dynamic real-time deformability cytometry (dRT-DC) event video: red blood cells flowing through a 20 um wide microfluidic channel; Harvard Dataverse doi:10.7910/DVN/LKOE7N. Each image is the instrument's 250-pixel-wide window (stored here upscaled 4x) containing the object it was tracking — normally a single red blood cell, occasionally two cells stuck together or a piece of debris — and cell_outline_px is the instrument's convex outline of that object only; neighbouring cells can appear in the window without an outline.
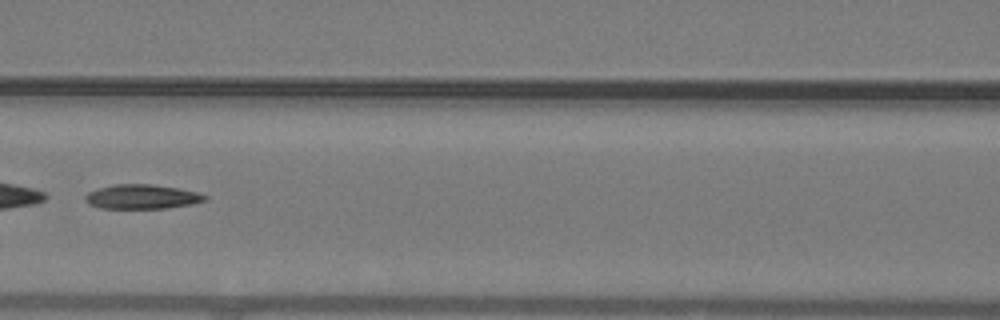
{"species": "common noctule bat (a hibernating species)", "species_latin": "Nyctalus noctula", "temperature_condition": "warm", "stored_images_in_passage": 33, "camera_frame_rate_fps": 3000, "um_per_image_px": 0.085, "animal": {"sex": "male", "body_mass_g": 19.2, "forearm_length_mm": 51.8}, "frame": {"image": 1, "passage_image": 10, "time_ms": 3.0, "image_size_px": [1000, 320], "cell_outline_px": [[208, 200], [192, 204], [168, 208], [100, 208], [88, 204], [84, 200], [84, 196], [88, 192], [100, 188], [116, 184], [148, 184], [176, 188], [200, 192], [208, 196]], "centroid_in_image_um": [12.09, 16.73], "position_along_channel_um": 154.5, "area_um2": 17.05}}
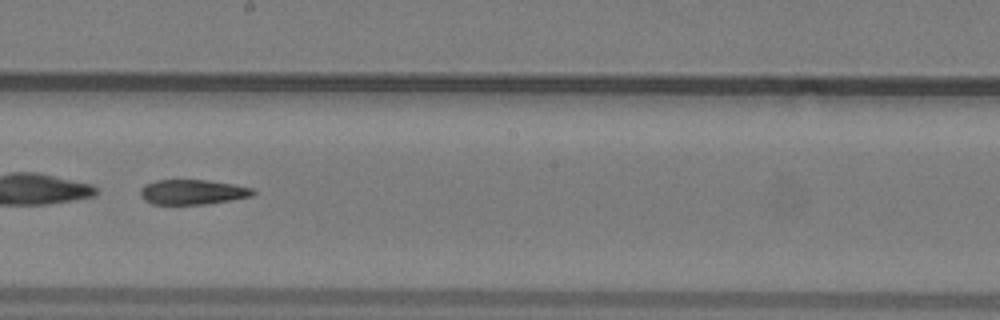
{"frame": {"image": 2, "passage_image": 15, "time_ms": 4.667, "image_size_px": [1000, 320], "cell_outline_px": [[256, 192], [252, 196], [208, 204], [152, 204], [144, 200], [140, 196], [140, 188], [144, 184], [156, 180], [208, 180], [232, 184], [252, 188]], "centroid_in_image_um": [16.33, 16.32], "position_along_channel_um": 231.9, "area_um2": 16.42}}